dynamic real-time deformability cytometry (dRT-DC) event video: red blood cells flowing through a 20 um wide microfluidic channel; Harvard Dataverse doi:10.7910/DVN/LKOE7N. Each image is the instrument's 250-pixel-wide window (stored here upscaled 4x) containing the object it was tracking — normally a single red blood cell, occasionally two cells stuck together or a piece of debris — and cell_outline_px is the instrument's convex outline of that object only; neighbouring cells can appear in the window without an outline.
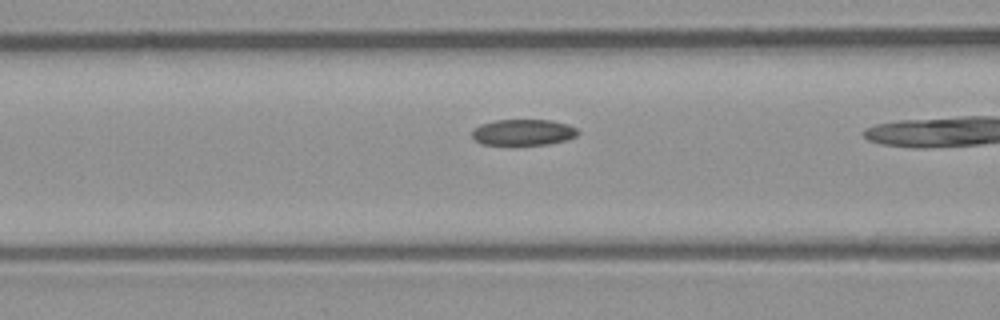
{"species": "common noctule bat (a hibernating species)", "species_latin": "Nyctalus noctula", "temperature_condition": "room temperature", "stored_images_in_passage": 14, "camera_frame_rate_fps": 3000, "um_per_image_px": 0.085, "animal": {"sex": "male", "body_mass_g": 23.1, "forearm_length_mm": 52.7}, "frame": {"image": 1, "passage_image": 12, "time_ms": 3.667, "image_size_px": [1000, 320], "cell_outline_px": [[580, 132], [576, 136], [568, 140], [548, 144], [480, 144], [472, 136], [472, 132], [480, 124], [496, 120], [552, 120], [568, 124], [576, 128]], "centroid_in_image_um": [44.52, 11.24], "position_along_channel_um": 122.1, "area_um2": 16.01}}